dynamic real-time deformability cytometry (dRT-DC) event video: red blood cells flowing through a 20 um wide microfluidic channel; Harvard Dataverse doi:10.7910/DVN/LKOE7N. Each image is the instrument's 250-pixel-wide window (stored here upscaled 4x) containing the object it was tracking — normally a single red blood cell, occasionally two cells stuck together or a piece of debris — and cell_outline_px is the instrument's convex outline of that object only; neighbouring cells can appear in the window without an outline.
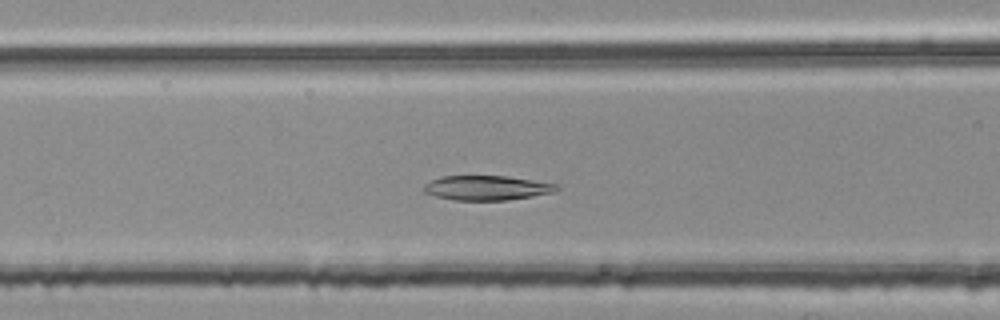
{"species": "common noctule bat (a hibernating species)", "species_latin": "Nyctalus noctula", "temperature_condition": "room temperature", "stored_images_in_passage": 34, "camera_frame_rate_fps": 3000, "um_per_image_px": 0.085, "animal": {"sex": "female", "body_mass_g": 25.1}, "frame": {"image": 1, "passage_image": 5, "time_ms": 1.333, "image_size_px": [1000, 320], "cell_outline_px": [[560, 188], [552, 192], [532, 196], [508, 200], [452, 200], [436, 196], [424, 192], [420, 188], [424, 184], [440, 176], [504, 176], [556, 184]], "centroid_in_image_um": [41.3, 15.97], "position_along_channel_um": 125.3, "area_um2": 18.9}}
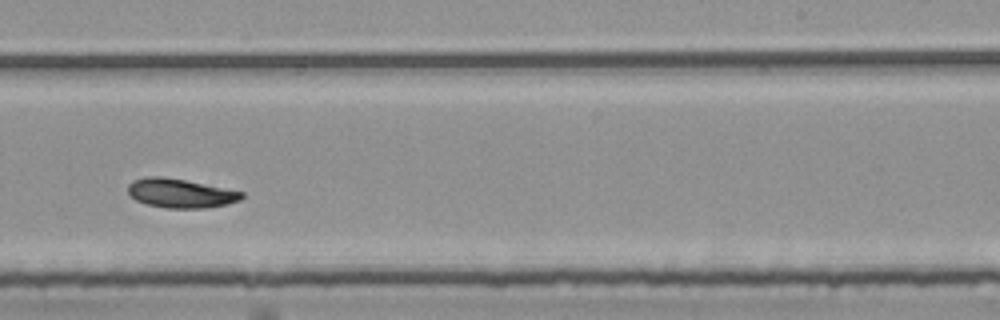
{"frame": {"image": 2, "passage_image": 17, "time_ms": 5.333, "image_size_px": [1000, 320], "cell_outline_px": [[244, 196], [240, 200], [228, 204], [208, 208], [168, 208], [148, 204], [136, 200], [128, 192], [128, 184], [132, 180], [144, 176], [164, 176], [244, 192]], "centroid_in_image_um": [15.33, 16.42], "position_along_channel_um": 273.7, "area_um2": 19.25}}
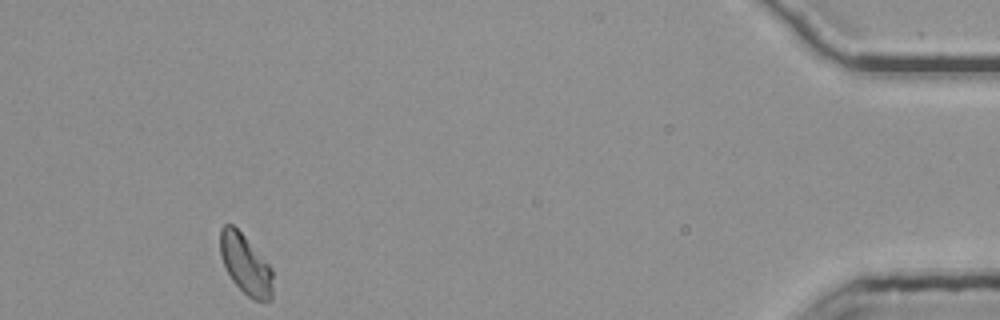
{"frame": {"image": 3, "passage_image": 34, "time_ms": 11.0, "image_size_px": [1000, 320], "cell_outline_px": [[272, 300], [268, 304], [252, 300], [232, 280], [220, 256], [220, 228], [224, 224], [232, 224], [244, 236], [272, 268]], "centroid_in_image_um": [20.89, 22.52], "position_along_channel_um": 414.3, "area_um2": 18.38}}